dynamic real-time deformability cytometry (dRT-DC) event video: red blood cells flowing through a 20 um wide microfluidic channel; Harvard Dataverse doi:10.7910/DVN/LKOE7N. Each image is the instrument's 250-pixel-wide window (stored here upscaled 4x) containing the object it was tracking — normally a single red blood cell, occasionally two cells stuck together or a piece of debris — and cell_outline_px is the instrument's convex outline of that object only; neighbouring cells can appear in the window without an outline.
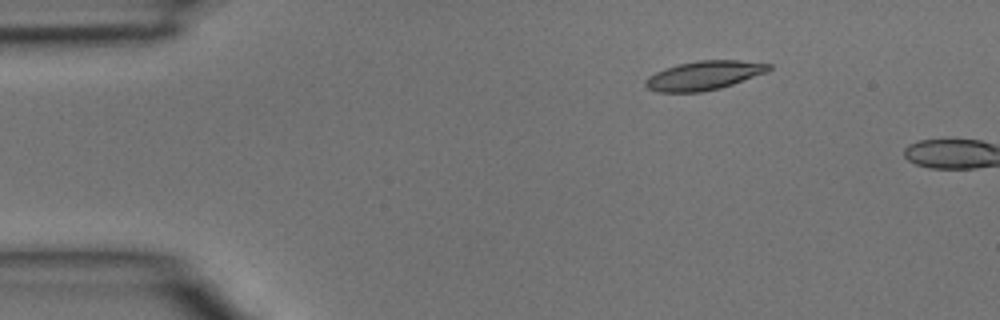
{"species": "common noctule bat (a hibernating species)", "species_latin": "Nyctalus noctula", "temperature_condition": "room temperature", "stored_images_in_passage": 3, "camera_frame_rate_fps": 3000, "um_per_image_px": 0.085, "animal": {"sex": "male", "body_mass_g": 15.6}, "frame": {"image": 1, "passage_image": 2, "time_ms": 0.333, "image_size_px": [1000, 320], "cell_outline_px": [[772, 68], [768, 72], [720, 88], [700, 92], [656, 92], [648, 88], [644, 84], [644, 80], [648, 76], [664, 68], [676, 64], [696, 60], [740, 60], [772, 64]], "centroid_in_image_um": [59.83, 6.4], "position_along_channel_um": 25.2, "area_um2": 21.04}}